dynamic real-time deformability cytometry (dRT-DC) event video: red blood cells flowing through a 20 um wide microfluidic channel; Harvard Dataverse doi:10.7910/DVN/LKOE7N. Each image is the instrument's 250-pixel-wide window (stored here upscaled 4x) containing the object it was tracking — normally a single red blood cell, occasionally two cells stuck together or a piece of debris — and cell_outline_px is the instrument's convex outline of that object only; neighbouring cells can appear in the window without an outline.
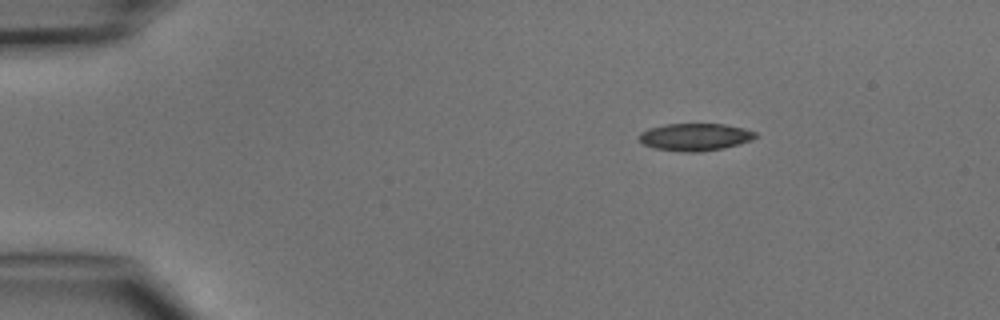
{"species": "common noctule bat (a hibernating species)", "species_latin": "Nyctalus noctula", "temperature_condition": "cold", "stored_images_in_passage": 3, "camera_frame_rate_fps": 3000, "um_per_image_px": 0.085, "animal": {"sex": "male", "body_mass_g": 15.6}, "frame": {"image": 1, "passage_image": 3, "time_ms": 2.333, "image_size_px": [1000, 320], "cell_outline_px": [[760, 136], [752, 140], [740, 144], [724, 148], [700, 152], [684, 152], [656, 148], [644, 144], [636, 136], [640, 132], [648, 128], [664, 124], [724, 124], [744, 128], [756, 132]], "centroid_in_image_um": [59.1, 11.64], "position_along_channel_um": 25.9, "area_um2": 18.79}}